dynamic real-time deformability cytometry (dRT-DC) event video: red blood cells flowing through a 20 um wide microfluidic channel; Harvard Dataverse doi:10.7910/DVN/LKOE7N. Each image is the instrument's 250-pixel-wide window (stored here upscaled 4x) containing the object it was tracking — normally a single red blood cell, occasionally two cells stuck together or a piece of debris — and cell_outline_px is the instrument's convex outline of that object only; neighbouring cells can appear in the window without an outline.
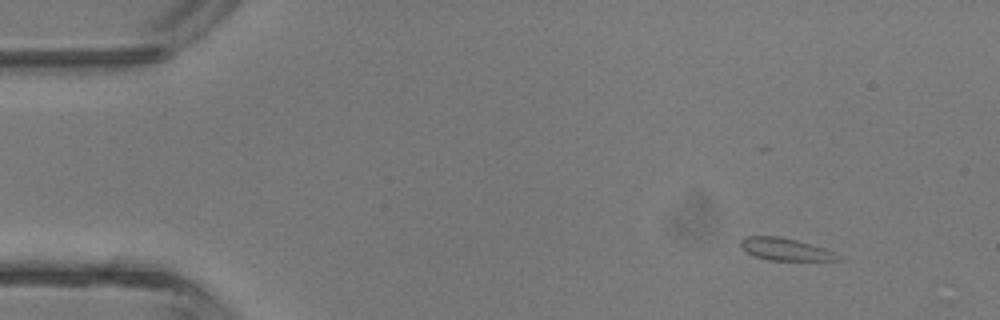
{"species": "common noctule bat (a hibernating species)", "species_latin": "Nyctalus noctula", "temperature_condition": "room temperature", "stored_images_in_passage": 4, "camera_frame_rate_fps": 3000, "um_per_image_px": 0.085, "animal": {"sex": "male", "body_mass_g": 13.3}, "frame": {"image": 1, "passage_image": 1, "time_ms": 0.0, "image_size_px": [1000, 320], "cell_outline_px": [[840, 260], [768, 260], [756, 256], [740, 248], [740, 240], [744, 236], [780, 236], [812, 244], [824, 248], [832, 252]], "centroid_in_image_um": [66.66, 21.17], "position_along_channel_um": 18.3, "area_um2": 12.43}}
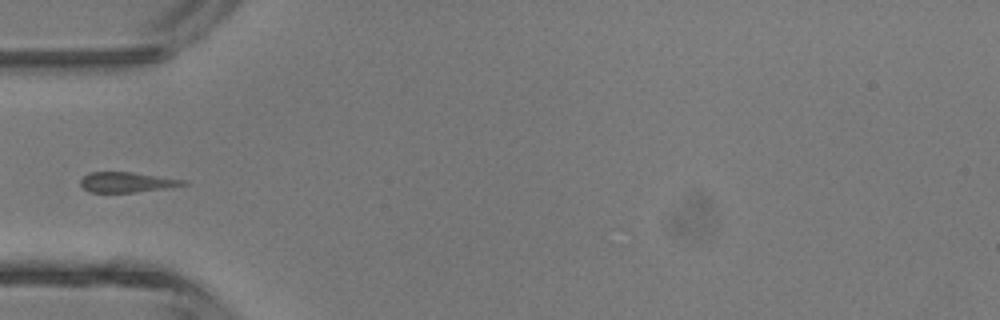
{"frame": {"image": 2, "passage_image": 4, "time_ms": 3.333, "image_size_px": [1000, 320], "cell_outline_px": [[188, 184], [164, 188], [136, 192], [88, 192], [80, 184], [80, 180], [88, 172], [132, 172], [188, 180]], "centroid_in_image_um": [10.78, 15.48], "position_along_channel_um": 74.2, "area_um2": 12.08}}